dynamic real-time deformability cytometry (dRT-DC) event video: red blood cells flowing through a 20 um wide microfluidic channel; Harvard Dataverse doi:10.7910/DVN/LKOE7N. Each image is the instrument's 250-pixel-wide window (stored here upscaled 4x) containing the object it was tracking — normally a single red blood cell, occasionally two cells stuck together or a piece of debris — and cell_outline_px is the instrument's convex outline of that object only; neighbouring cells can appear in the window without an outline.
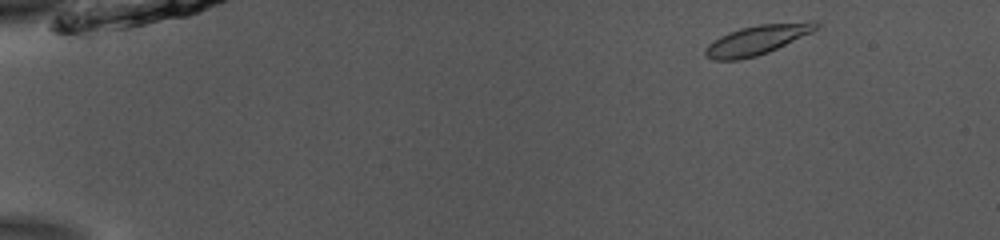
{"species": "common noctule bat (a hibernating species)", "species_latin": "Nyctalus noctula", "temperature_condition": "room temperature", "stored_images_in_passage": 49, "camera_frame_rate_fps": 3000, "um_per_image_px": 0.085, "animal": {"sex": "male", "body_mass_g": 13.0, "forearm_length_mm": 53.1}, "frame": {"image": 1, "passage_image": 2, "time_ms": 0.333, "image_size_px": [1000, 240], "cell_outline_px": [[820, 24], [812, 32], [768, 52], [756, 56], [740, 60], [712, 60], [704, 56], [704, 48], [708, 44], [720, 36], [728, 32], [740, 28], [760, 24], [808, 20], [816, 20]], "centroid_in_image_um": [64.35, 3.37], "position_along_channel_um": 20.6, "area_um2": 19.31}}
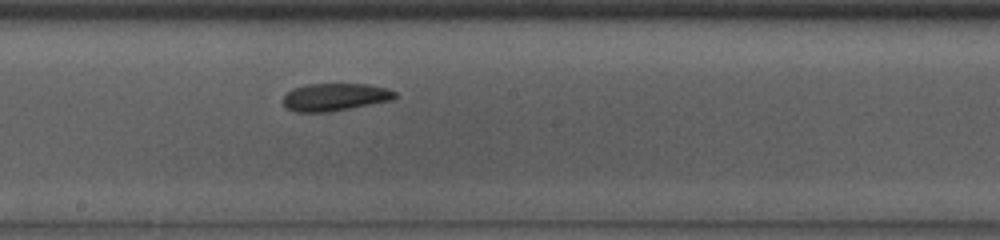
{"frame": {"image": 2, "passage_image": 26, "time_ms": 8.333, "image_size_px": [1000, 240], "cell_outline_px": [[396, 96], [392, 100], [328, 112], [296, 112], [288, 108], [284, 104], [284, 96], [292, 88], [304, 84], [368, 84], [388, 88], [396, 92]], "centroid_in_image_um": [28.47, 8.24], "position_along_channel_um": 219.7, "area_um2": 17.92}}
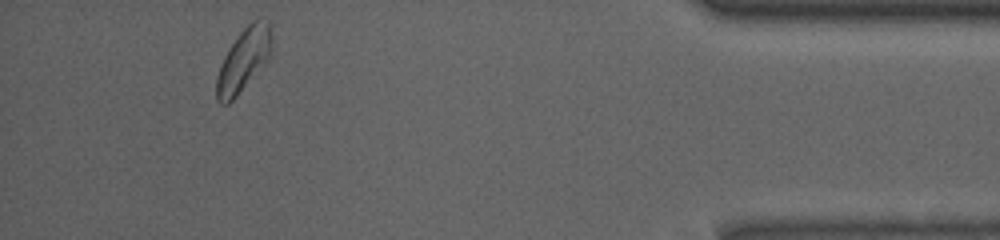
{"frame": {"image": 3, "passage_image": 45, "time_ms": 14.667, "image_size_px": [1000, 240], "cell_outline_px": [[272, 52], [268, 60], [236, 96], [228, 104], [220, 104], [216, 100], [216, 76], [220, 64], [228, 48], [240, 32], [252, 20], [256, 20], [268, 24], [272, 36]], "centroid_in_image_um": [20.68, 5.13], "position_along_channel_um": 414.5, "area_um2": 20.06}, "authors_computed_cell_mechanics": {"area_um2": 18.496, "velocity_mm_per_s": 3.8288, "shape_relaxation_time_tau1_ms": 3.2984, "shape_relaxation_time_tau2_ms": 9.8077, "deformation_change_tau1": 0.0876, "deformation_change_tau2": 0.166}}